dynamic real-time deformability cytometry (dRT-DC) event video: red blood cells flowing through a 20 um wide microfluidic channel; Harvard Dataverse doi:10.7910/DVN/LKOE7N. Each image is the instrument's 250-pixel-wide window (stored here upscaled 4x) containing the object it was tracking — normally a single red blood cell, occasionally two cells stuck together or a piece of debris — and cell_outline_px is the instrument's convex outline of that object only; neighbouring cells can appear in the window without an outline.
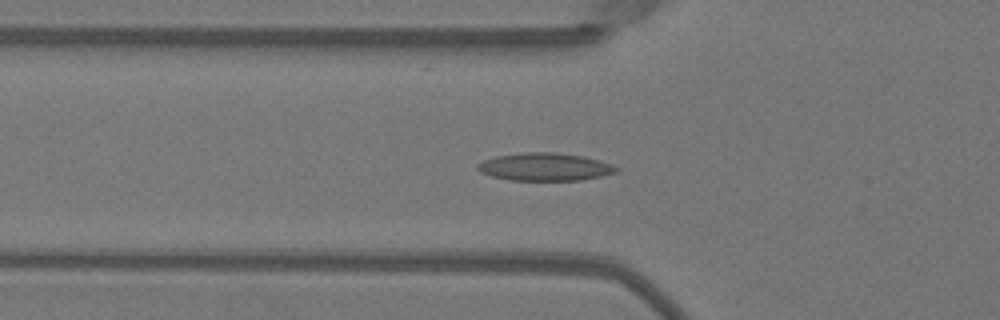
{"species": "Egyptian fruit bat (a non-hibernating species)", "species_latin": "Rousettus aegyptiacus", "temperature_condition": "warm", "stored_images_in_passage": 50, "segment_of_instrument_passage": [1, 2], "camera_frame_rate_fps": 3000, "um_per_image_px": 0.085, "animal": {"sex": "female"}, "frame": {"image": 1, "passage_image": 16, "time_ms": 5.0, "image_size_px": [1000, 320], "cell_outline_px": [[620, 172], [580, 180], [508, 180], [492, 176], [480, 172], [476, 168], [476, 164], [484, 160], [496, 156], [524, 152], [552, 152], [584, 156], [600, 160], [612, 164], [620, 168]], "centroid_in_image_um": [46.34, 14.18], "position_along_channel_um": 79.5, "area_um2": 22.6}}
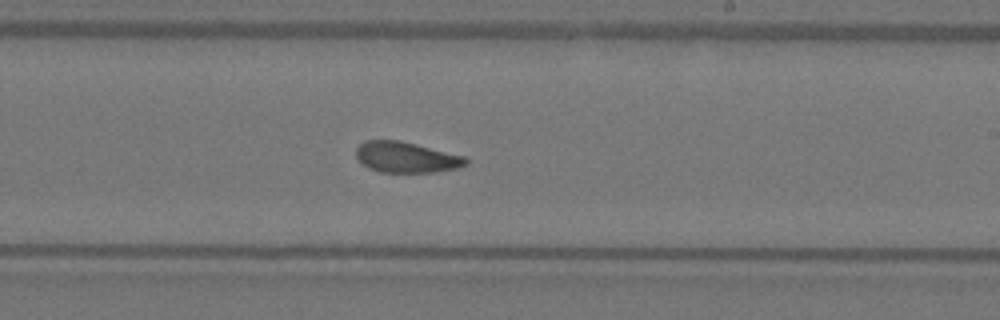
{"frame": {"image": 2, "passage_image": 29, "time_ms": 9.333, "image_size_px": [1000, 320], "cell_outline_px": [[468, 164], [456, 168], [436, 172], [380, 172], [368, 168], [356, 156], [356, 148], [364, 140], [400, 140], [464, 156], [468, 160]], "centroid_in_image_um": [34.52, 13.36], "position_along_channel_um": 254.5, "area_um2": 19.59}}
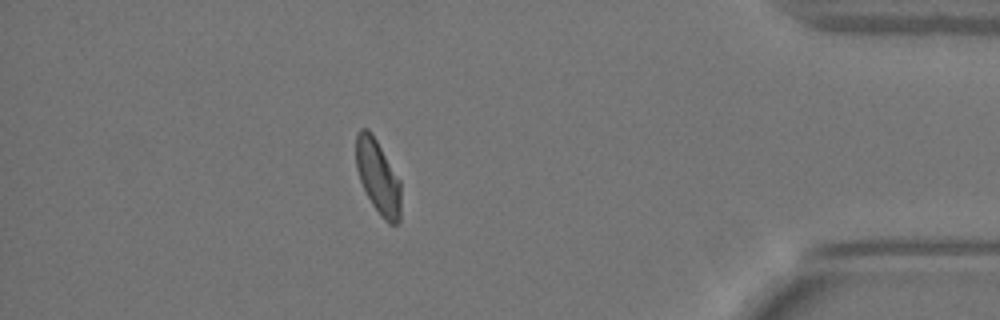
{"frame": {"image": 3, "passage_image": 43, "time_ms": 14.0, "image_size_px": [1000, 320], "cell_outline_px": [[400, 220], [396, 224], [388, 224], [384, 220], [372, 204], [360, 180], [356, 168], [356, 132], [360, 128], [368, 128], [372, 132], [400, 180]], "centroid_in_image_um": [32.12, 15.01], "position_along_channel_um": 403.1, "area_um2": 19.36}}